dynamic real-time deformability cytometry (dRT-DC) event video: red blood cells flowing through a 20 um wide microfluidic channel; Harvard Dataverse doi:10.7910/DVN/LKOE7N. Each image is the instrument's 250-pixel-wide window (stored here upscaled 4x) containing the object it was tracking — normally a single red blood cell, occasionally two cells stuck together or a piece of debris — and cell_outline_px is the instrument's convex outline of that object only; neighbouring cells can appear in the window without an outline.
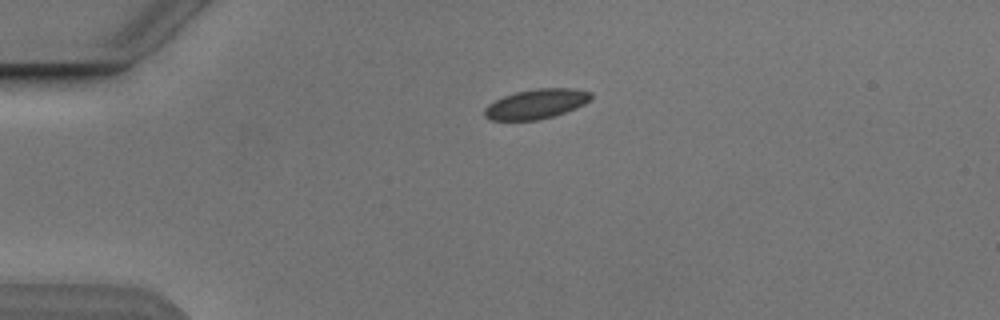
{"species": "Egyptian fruit bat (a non-hibernating species)", "species_latin": "Rousettus aegyptiacus", "temperature_condition": "cold", "stored_images_in_passage": 2, "camera_frame_rate_fps": 3000, "um_per_image_px": 0.085, "animal": {"sex": "male"}, "frame": {"image": 1, "passage_image": 1, "time_ms": 0.0, "image_size_px": [1000, 320], "cell_outline_px": [[592, 100], [576, 108], [552, 116], [536, 120], [492, 120], [484, 116], [484, 108], [488, 104], [504, 96], [516, 92], [536, 88], [572, 88], [592, 92]], "centroid_in_image_um": [45.6, 8.82], "position_along_channel_um": 39.4, "area_um2": 18.38}}
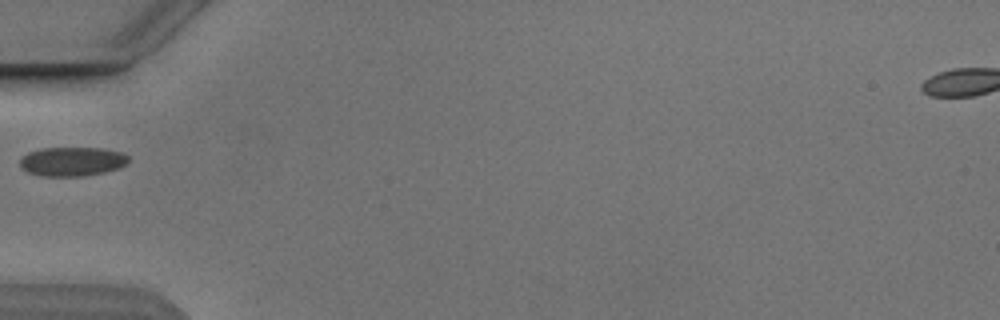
{"frame": {"image": 2, "passage_image": 2, "time_ms": 2.0, "image_size_px": [1000, 320], "cell_outline_px": [[128, 164], [120, 168], [104, 172], [84, 176], [40, 176], [28, 172], [20, 168], [20, 156], [28, 152], [40, 148], [100, 148], [124, 152], [128, 156]], "centroid_in_image_um": [6.12, 13.72], "position_along_channel_um": 78.9, "area_um2": 18.73}}